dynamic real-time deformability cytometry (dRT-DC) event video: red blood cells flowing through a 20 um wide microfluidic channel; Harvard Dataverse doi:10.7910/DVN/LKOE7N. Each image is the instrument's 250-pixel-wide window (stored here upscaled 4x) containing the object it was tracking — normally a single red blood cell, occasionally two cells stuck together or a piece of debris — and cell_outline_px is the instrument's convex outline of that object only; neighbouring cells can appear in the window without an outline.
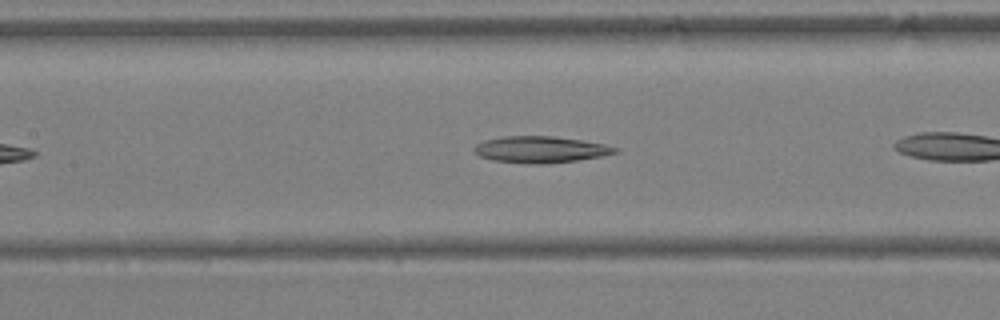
{"species": "Egyptian fruit bat (a non-hibernating species)", "species_latin": "Rousettus aegyptiacus", "temperature_condition": "warm", "stored_images_in_passage": 22, "camera_frame_rate_fps": 3000, "um_per_image_px": 0.085, "animal": {"sex": "female"}, "frame": {"image": 1, "passage_image": 7, "time_ms": 2.0, "image_size_px": [1000, 320], "cell_outline_px": [[620, 148], [616, 152], [600, 156], [576, 160], [544, 164], [532, 164], [496, 160], [480, 156], [472, 152], [472, 148], [476, 144], [484, 140], [504, 136], [552, 136], [580, 140], [604, 144]], "centroid_in_image_um": [45.9, 12.7], "position_along_channel_um": 161.5, "area_um2": 21.56}}